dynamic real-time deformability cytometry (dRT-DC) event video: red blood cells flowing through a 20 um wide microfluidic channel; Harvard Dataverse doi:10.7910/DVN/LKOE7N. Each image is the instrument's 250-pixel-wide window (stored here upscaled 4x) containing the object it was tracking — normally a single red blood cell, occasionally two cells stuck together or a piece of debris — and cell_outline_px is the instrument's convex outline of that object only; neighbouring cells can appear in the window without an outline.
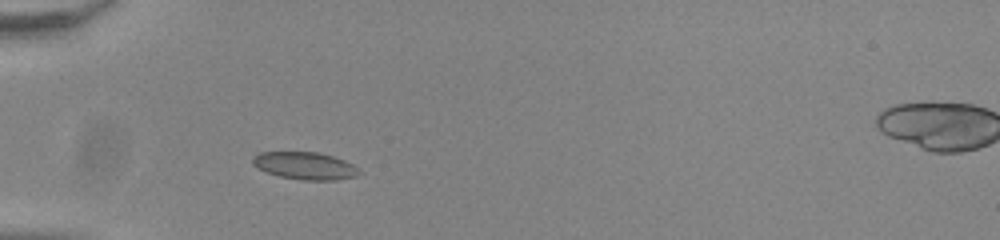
{"species": "common noctule bat (a hibernating species)", "species_latin": "Nyctalus noctula", "temperature_condition": "room temperature", "stored_images_in_passage": 37, "camera_frame_rate_fps": 3000, "um_per_image_px": 0.085, "animal": {"sex": "male", "body_mass_g": 20.0, "forearm_length_mm": 53.3}, "frame": {"image": 1, "passage_image": 1, "time_ms": 0.0, "image_size_px": [1000, 240], "cell_outline_px": [[364, 172], [356, 176], [336, 180], [304, 180], [280, 176], [268, 172], [252, 164], [252, 156], [260, 152], [316, 152], [332, 156], [344, 160], [352, 164]], "centroid_in_image_um": [25.96, 14.09], "position_along_channel_um": 59.0, "area_um2": 16.94}}
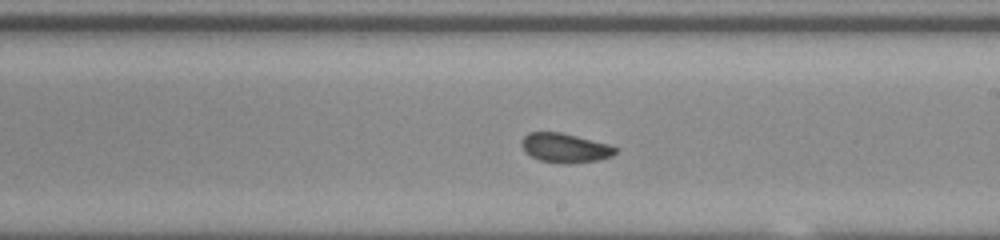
{"frame": {"image": 2, "passage_image": 16, "time_ms": 5.0, "image_size_px": [1000, 240], "cell_outline_px": [[616, 152], [612, 156], [600, 160], [540, 160], [524, 152], [520, 144], [520, 140], [528, 132], [560, 132], [608, 144], [616, 148]], "centroid_in_image_um": [47.96, 12.51], "position_along_channel_um": 241.0, "area_um2": 15.14}}
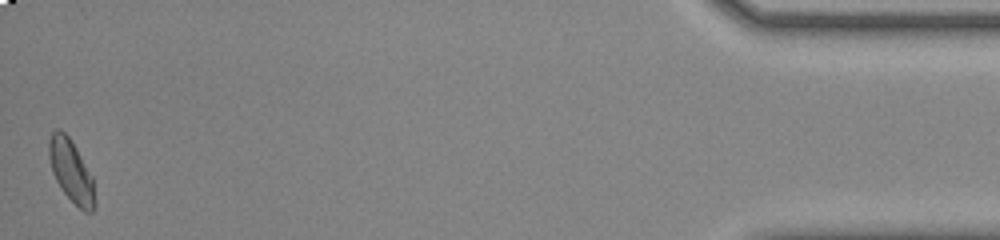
{"frame": {"image": 3, "passage_image": 37, "time_ms": 12.0, "image_size_px": [1000, 240], "cell_outline_px": [[96, 208], [92, 212], [84, 212], [60, 188], [52, 172], [48, 156], [48, 140], [52, 132], [56, 128], [60, 128], [68, 136], [76, 148], [92, 176], [96, 204]], "centroid_in_image_um": [6.04, 14.53], "position_along_channel_um": 429.2, "area_um2": 16.7}, "authors_computed_cell_mechanics": {"area_um2": 16.184, "velocity_mm_per_s": 3.8336, "shape_relaxation_time_tau1_ms": 2.4227, "shape_relaxation_time_tau2_ms": 4.4042, "deformation_change_tau1": 0.0505, "deformation_change_tau2": 0.0814}}